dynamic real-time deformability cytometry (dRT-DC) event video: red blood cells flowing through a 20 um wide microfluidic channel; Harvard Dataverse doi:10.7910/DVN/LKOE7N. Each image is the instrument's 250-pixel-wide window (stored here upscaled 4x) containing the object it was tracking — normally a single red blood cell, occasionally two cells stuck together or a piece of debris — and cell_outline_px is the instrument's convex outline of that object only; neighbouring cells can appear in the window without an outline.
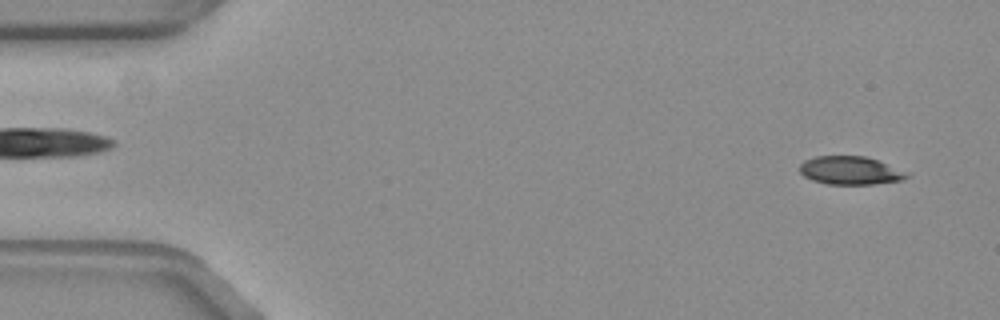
{"species": "common noctule bat (a hibernating species)", "species_latin": "Nyctalus noctula", "temperature_condition": "warm", "stored_images_in_passage": 54, "camera_frame_rate_fps": 3000, "um_per_image_px": 0.085, "animal": {"sex": "female", "body_mass_g": 19.3, "forearm_length_mm": 54.1}, "frame": {"image": 1, "passage_image": 3, "time_ms": 0.667, "image_size_px": [1000, 320], "cell_outline_px": [[896, 176], [892, 180], [856, 184], [844, 184], [820, 180], [804, 172], [804, 168], [816, 160], [828, 156], [852, 156], [872, 160], [880, 164]], "centroid_in_image_um": [72.11, 14.48], "position_along_channel_um": 12.9, "area_um2": 13.53}}
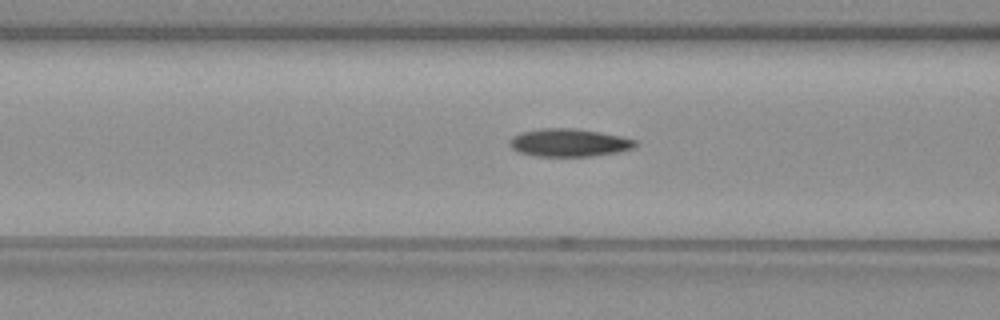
{"frame": {"image": 2, "passage_image": 21, "time_ms": 6.667, "image_size_px": [1000, 320], "cell_outline_px": [[628, 144], [620, 148], [592, 152], [540, 152], [520, 148], [516, 144], [516, 140], [524, 136], [552, 132], [580, 132], [604, 136], [624, 140]], "centroid_in_image_um": [48.36, 12.11], "position_along_channel_um": 118.2, "area_um2": 12.72}}
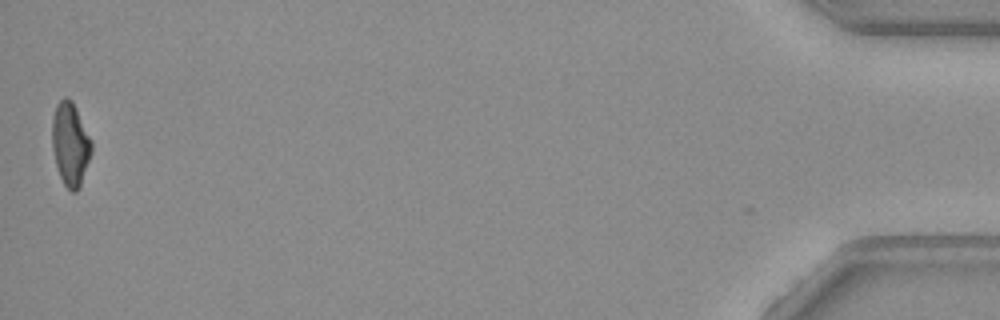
{"frame": {"image": 3, "passage_image": 54, "time_ms": 17.667, "image_size_px": [1000, 320], "cell_outline_px": [[88, 156], [76, 188], [72, 188], [64, 180], [60, 168], [56, 128], [56, 112], [64, 100], [68, 100], [72, 104], [88, 140]], "centroid_in_image_um": [6.03, 12.23], "position_along_channel_um": 429.2, "area_um2": 14.22}}